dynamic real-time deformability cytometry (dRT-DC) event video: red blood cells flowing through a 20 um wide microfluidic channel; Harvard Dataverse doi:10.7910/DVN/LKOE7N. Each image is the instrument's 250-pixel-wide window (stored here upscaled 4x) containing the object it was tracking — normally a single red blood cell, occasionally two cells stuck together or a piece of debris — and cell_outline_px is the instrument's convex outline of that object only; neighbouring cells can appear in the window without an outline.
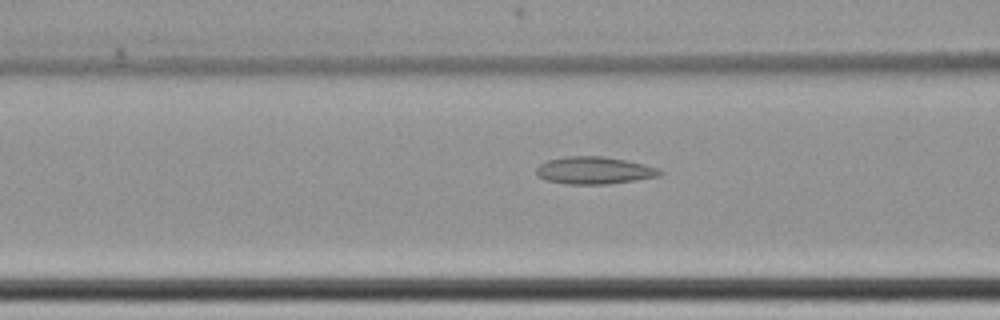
{"species": "common noctule bat (a hibernating species)", "species_latin": "Nyctalus noctula", "temperature_condition": "cold", "stored_images_in_passage": 22, "camera_frame_rate_fps": 3000, "um_per_image_px": 0.085, "animal": {"sex": "female", "body_mass_g": 22.7, "forearm_length_mm": 54.2}, "frame": {"image": 1, "passage_image": 19, "time_ms": 6.0, "image_size_px": [1000, 320], "cell_outline_px": [[664, 172], [660, 176], [636, 180], [608, 184], [568, 184], [544, 180], [536, 176], [536, 168], [540, 164], [548, 160], [564, 156], [604, 156], [644, 164], [660, 168]], "centroid_in_image_um": [50.51, 14.49], "position_along_channel_um": 116.1, "area_um2": 19.88}}